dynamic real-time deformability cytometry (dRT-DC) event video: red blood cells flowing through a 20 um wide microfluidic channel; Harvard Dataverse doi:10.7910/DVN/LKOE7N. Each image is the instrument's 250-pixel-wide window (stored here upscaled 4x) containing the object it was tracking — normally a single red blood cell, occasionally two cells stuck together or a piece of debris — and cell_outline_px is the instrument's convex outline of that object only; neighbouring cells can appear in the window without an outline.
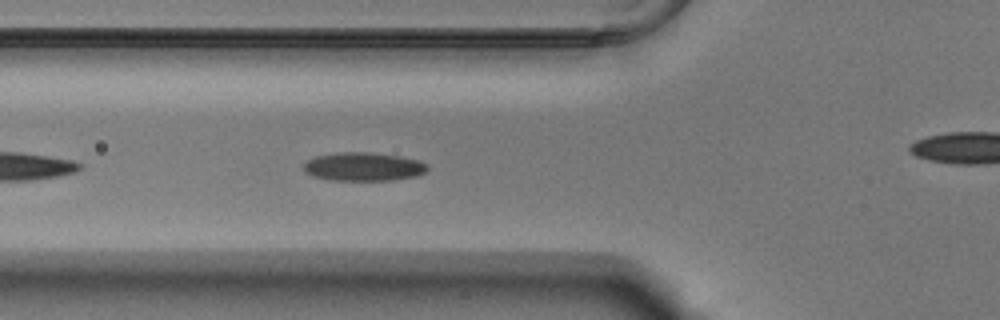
{"species": "Egyptian fruit bat (a non-hibernating species)", "species_latin": "Rousettus aegyptiacus", "temperature_condition": "warm", "stored_images_in_passage": 26, "camera_frame_rate_fps": 3000, "um_per_image_px": 0.085, "animal": {"sex": "male"}, "frame": {"image": 1, "passage_image": 5, "time_ms": 1.333, "image_size_px": [1000, 320], "cell_outline_px": [[428, 168], [424, 172], [416, 176], [392, 180], [328, 180], [312, 176], [304, 172], [300, 168], [308, 160], [316, 156], [336, 152], [372, 152], [400, 156], [420, 160], [428, 164]], "centroid_in_image_um": [30.86, 14.16], "position_along_channel_um": 94.9, "area_um2": 20.87}}
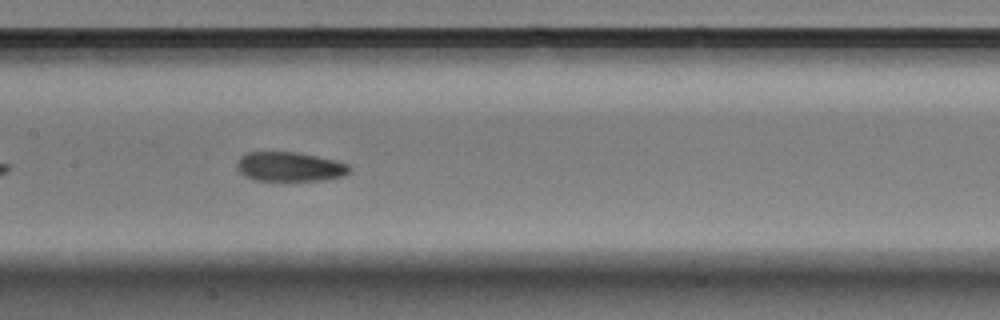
{"frame": {"image": 2, "passage_image": 12, "time_ms": 3.667, "image_size_px": [1000, 320], "cell_outline_px": [[352, 168], [344, 176], [320, 180], [252, 180], [244, 176], [236, 168], [236, 164], [240, 156], [248, 152], [300, 152], [336, 160], [348, 164]], "centroid_in_image_um": [24.61, 14.16], "position_along_channel_um": 182.8, "area_um2": 19.42}}
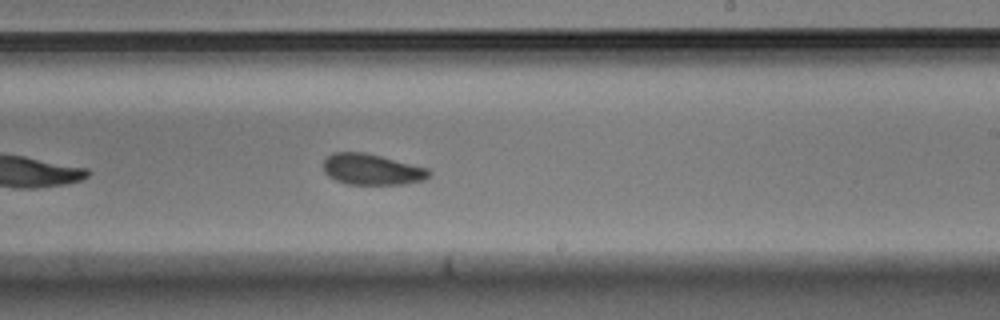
{"frame": {"image": 3, "passage_image": 18, "time_ms": 5.667, "image_size_px": [1000, 320], "cell_outline_px": [[432, 176], [424, 180], [400, 184], [348, 184], [336, 180], [328, 176], [324, 172], [324, 160], [332, 152], [364, 152], [428, 168], [432, 172]], "centroid_in_image_um": [31.62, 14.4], "position_along_channel_um": 257.4, "area_um2": 19.02}}